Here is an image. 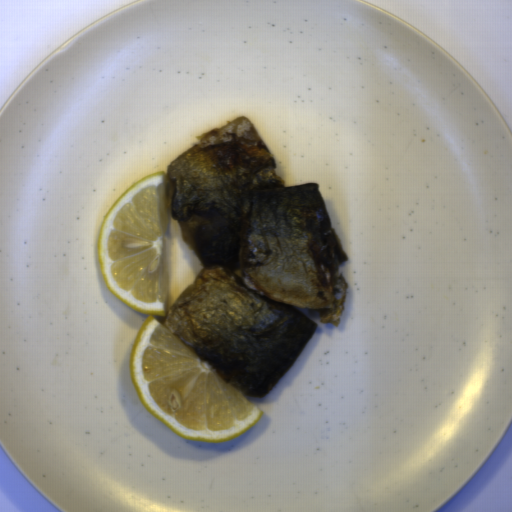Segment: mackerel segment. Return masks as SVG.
Segmentation results:
<instances>
[{
    "mask_svg": "<svg viewBox=\"0 0 512 512\" xmlns=\"http://www.w3.org/2000/svg\"><path fill=\"white\" fill-rule=\"evenodd\" d=\"M167 164L165 199L202 268L164 325L242 396L264 398L317 331L339 325L349 259L317 183L285 186L245 115Z\"/></svg>",
    "mask_w": 512,
    "mask_h": 512,
    "instance_id": "14911b7f",
    "label": "mackerel segment"
}]
</instances>
